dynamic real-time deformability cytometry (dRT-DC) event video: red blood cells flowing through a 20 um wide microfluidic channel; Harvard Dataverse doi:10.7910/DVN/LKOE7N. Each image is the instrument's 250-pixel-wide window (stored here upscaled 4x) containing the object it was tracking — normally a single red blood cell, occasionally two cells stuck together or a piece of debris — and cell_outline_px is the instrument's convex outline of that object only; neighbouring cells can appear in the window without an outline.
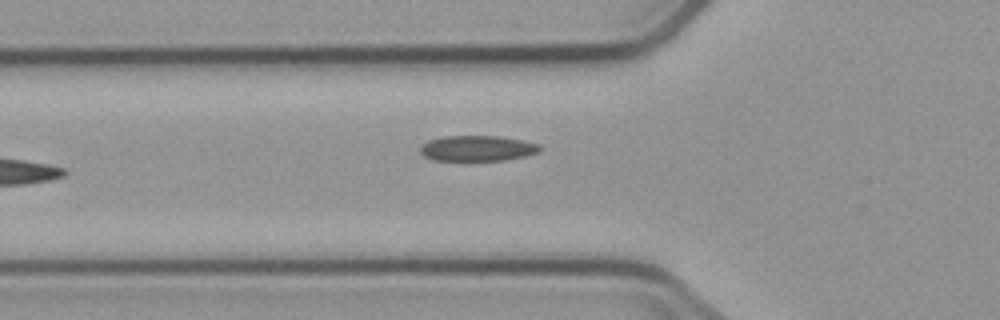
{"species": "common noctule bat (a hibernating species)", "species_latin": "Nyctalus noctula", "temperature_condition": "cold", "stored_images_in_passage": 7, "segment_of_instrument_passage": [1, 2], "camera_frame_rate_fps": 3000, "um_per_image_px": 0.085, "animal": {"sex": "male", "body_mass_g": 23.1, "forearm_length_mm": 52.7}, "frame": {"image": 1, "passage_image": 6, "time_ms": 5.667, "image_size_px": [1000, 320], "cell_outline_px": [[540, 152], [524, 156], [504, 160], [464, 164], [432, 160], [424, 156], [420, 152], [420, 148], [428, 140], [444, 136], [500, 136], [540, 144]], "centroid_in_image_um": [40.52, 12.66], "position_along_channel_um": 85.3, "area_um2": 18.73}}